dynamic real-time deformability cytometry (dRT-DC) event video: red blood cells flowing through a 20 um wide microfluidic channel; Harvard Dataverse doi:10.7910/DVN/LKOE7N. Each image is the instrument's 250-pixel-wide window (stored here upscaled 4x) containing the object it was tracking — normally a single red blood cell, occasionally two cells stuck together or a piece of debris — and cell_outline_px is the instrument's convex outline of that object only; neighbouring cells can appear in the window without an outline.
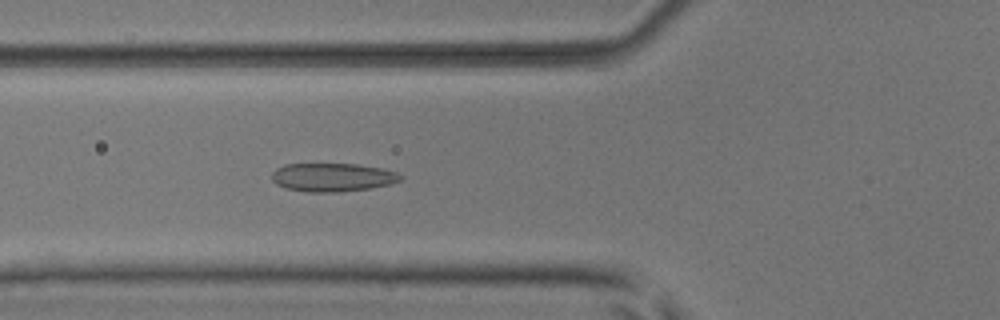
{"species": "common noctule bat (a hibernating species)", "species_latin": "Nyctalus noctula", "temperature_condition": "room temperature", "stored_images_in_passage": 51, "camera_frame_rate_fps": 3000, "um_per_image_px": 0.085, "animal": {"sex": "male", "body_mass_g": 17.9, "forearm_length_mm": 54.2}, "frame": {"image": 1, "passage_image": 19, "time_ms": 6.0, "image_size_px": [1000, 320], "cell_outline_px": [[404, 176], [400, 180], [388, 184], [372, 188], [340, 192], [308, 192], [284, 188], [276, 184], [272, 180], [272, 172], [276, 168], [284, 164], [356, 164], [384, 168], [396, 172]], "centroid_in_image_um": [28.25, 15.07], "position_along_channel_um": 97.5, "area_um2": 21.5}}
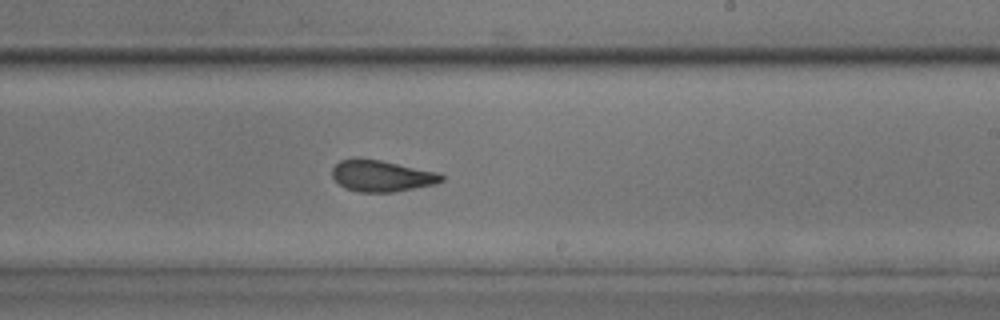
{"frame": {"image": 2, "passage_image": 31, "time_ms": 10.0, "image_size_px": [1000, 320], "cell_outline_px": [[444, 180], [436, 184], [392, 192], [356, 192], [344, 188], [332, 176], [332, 168], [340, 160], [352, 156], [360, 156], [440, 172], [444, 176]], "centroid_in_image_um": [32.42, 14.92], "position_along_channel_um": 256.6, "area_um2": 20.46}}
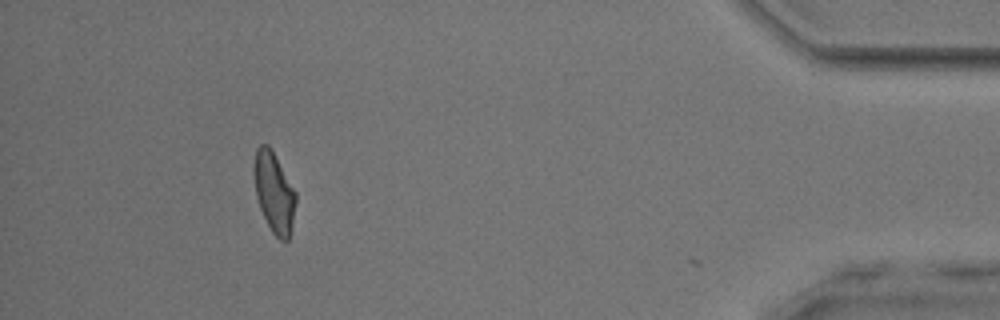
{"frame": {"image": 3, "passage_image": 47, "time_ms": 15.333, "image_size_px": [1000, 320], "cell_outline_px": [[296, 204], [292, 224], [288, 240], [280, 240], [272, 232], [260, 208], [256, 196], [252, 172], [252, 164], [256, 148], [260, 144], [268, 144], [272, 148], [296, 192]], "centroid_in_image_um": [23.27, 16.28], "position_along_channel_um": 411.9, "area_um2": 19.88}, "authors_computed_cell_mechanics": {"area_um2": 20.4612, "velocity_mm_per_s": 3.9914, "shape_relaxation_time_tau1_ms": 7.3127, "shape_relaxation_time_tau2_ms": 1.2125, "deformation_change_tau1": 0.1802, "deformation_change_tau2": 0.0726}}